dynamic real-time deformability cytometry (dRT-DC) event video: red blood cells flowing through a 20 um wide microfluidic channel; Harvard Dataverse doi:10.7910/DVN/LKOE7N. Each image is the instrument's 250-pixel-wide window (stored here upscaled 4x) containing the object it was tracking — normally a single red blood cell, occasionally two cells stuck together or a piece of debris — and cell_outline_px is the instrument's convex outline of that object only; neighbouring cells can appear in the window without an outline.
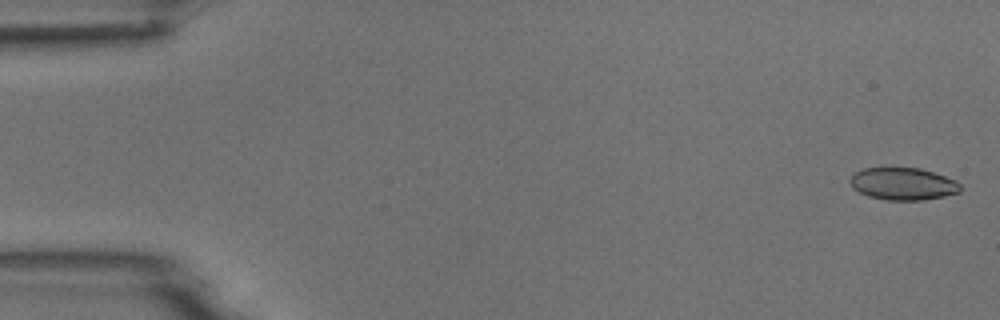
{"species": "common noctule bat (a hibernating species)", "species_latin": "Nyctalus noctula", "temperature_condition": "room temperature", "stored_images_in_passage": 5, "camera_frame_rate_fps": 3000, "um_per_image_px": 0.085, "animal": {"sex": "male", "body_mass_g": 18.8}, "frame": {"image": 1, "passage_image": 1, "time_ms": 0.0, "image_size_px": [1000, 320], "cell_outline_px": [[960, 192], [944, 196], [920, 200], [888, 200], [868, 196], [852, 188], [848, 180], [856, 172], [864, 168], [920, 168], [956, 180], [960, 184]], "centroid_in_image_um": [76.74, 15.63], "position_along_channel_um": 8.3, "area_um2": 20.63}}